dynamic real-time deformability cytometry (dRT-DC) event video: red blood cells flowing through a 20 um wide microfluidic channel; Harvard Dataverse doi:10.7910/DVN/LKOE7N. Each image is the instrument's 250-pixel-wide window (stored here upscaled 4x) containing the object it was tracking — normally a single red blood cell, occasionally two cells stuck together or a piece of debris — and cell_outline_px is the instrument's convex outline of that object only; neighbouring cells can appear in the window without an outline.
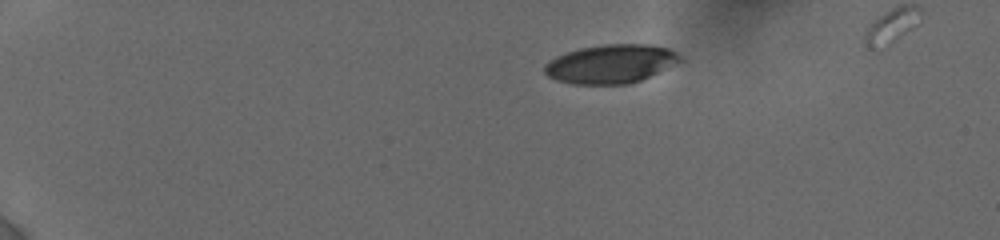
{"species": "human", "species_latin": "Homo sapiens", "temperature_condition": "cold", "stored_images_in_passage": 21, "camera_frame_rate_fps": 3000, "um_per_image_px": 0.085, "donor": {"sex": "female"}, "frame": {"image": 1, "passage_image": 1, "time_ms": 0.0, "image_size_px": [1000, 240], "cell_outline_px": [[684, 60], [640, 80], [628, 84], [572, 84], [556, 80], [548, 76], [544, 72], [544, 64], [548, 60], [564, 52], [580, 48], [604, 44], [652, 44], [668, 48], [676, 52]], "centroid_in_image_um": [51.89, 5.42], "position_along_channel_um": 33.1, "area_um2": 30.75}}
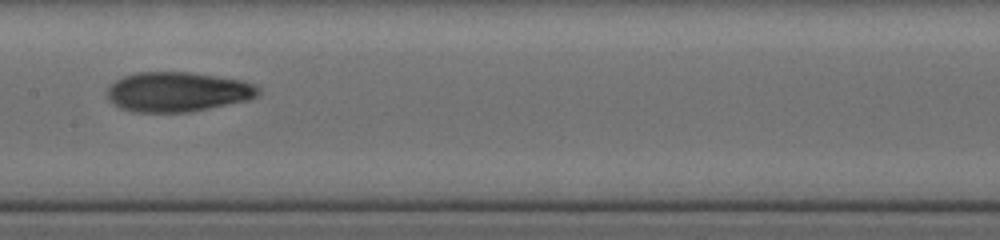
{"frame": {"image": 2, "passage_image": 13, "time_ms": 6.667, "image_size_px": [1000, 240], "cell_outline_px": [[260, 96], [248, 100], [192, 112], [132, 112], [120, 108], [112, 104], [108, 100], [108, 88], [116, 80], [124, 76], [136, 72], [188, 72], [244, 80], [256, 84], [260, 88]], "centroid_in_image_um": [15.13, 7.81], "position_along_channel_um": 192.3, "area_um2": 35.37}}
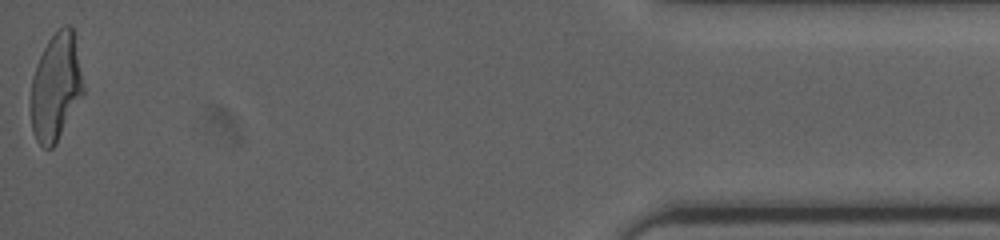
{"frame": {"image": 3, "passage_image": 21, "time_ms": 14.667, "image_size_px": [1000, 240], "cell_outline_px": [[84, 92], [56, 144], [52, 148], [44, 148], [36, 140], [32, 132], [32, 76], [36, 64], [48, 40], [64, 24], [68, 24], [72, 28], [84, 84]], "centroid_in_image_um": [4.75, 7.41], "position_along_channel_um": 430.4, "area_um2": 32.37}, "authors_computed_cell_mechanics": {"area_um2": 33.6974, "velocity_mm_per_s": 3.8496, "shape_relaxation_time_tau1_ms": 4.0427, "shape_relaxation_time_tau2_ms": 1.9503, "deformation_change_tau1": 0.1864, "deformation_change_tau2": 0.0758}}